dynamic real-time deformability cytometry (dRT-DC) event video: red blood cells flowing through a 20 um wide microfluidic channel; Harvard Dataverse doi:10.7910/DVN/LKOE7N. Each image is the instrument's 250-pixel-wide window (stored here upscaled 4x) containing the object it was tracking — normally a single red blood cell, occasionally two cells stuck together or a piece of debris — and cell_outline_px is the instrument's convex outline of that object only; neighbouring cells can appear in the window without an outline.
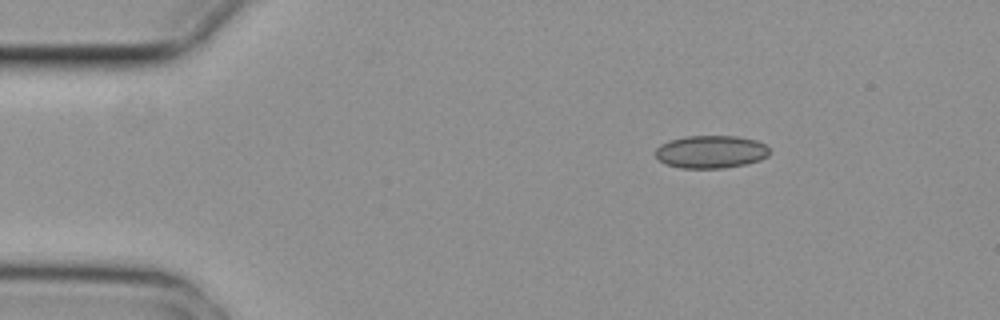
{"species": "common noctule bat (a hibernating species)", "species_latin": "Nyctalus noctula", "temperature_condition": "cold", "stored_images_in_passage": 3, "camera_frame_rate_fps": 3000, "um_per_image_px": 0.085, "animal": {"sex": "female", "body_mass_g": 29.2, "forearm_length_mm": 56.3}, "frame": {"image": 1, "passage_image": 1, "time_ms": 0.0, "image_size_px": [1000, 320], "cell_outline_px": [[768, 156], [760, 160], [744, 164], [724, 168], [680, 168], [668, 164], [660, 160], [656, 156], [656, 148], [660, 144], [668, 140], [684, 136], [736, 136], [756, 140], [764, 144], [768, 148]], "centroid_in_image_um": [60.41, 12.89], "position_along_channel_um": 24.6, "area_um2": 21.73}}
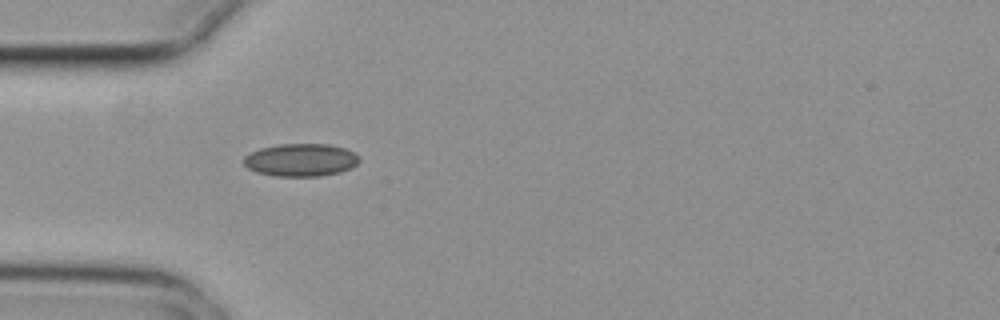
{"frame": {"image": 2, "passage_image": 3, "time_ms": 0.667, "image_size_px": [1000, 320], "cell_outline_px": [[360, 160], [352, 168], [340, 172], [320, 176], [276, 176], [256, 172], [248, 168], [244, 164], [244, 156], [260, 148], [280, 144], [328, 144], [344, 148], [360, 156]], "centroid_in_image_um": [25.58, 13.6], "position_along_channel_um": 59.4, "area_um2": 22.02}}